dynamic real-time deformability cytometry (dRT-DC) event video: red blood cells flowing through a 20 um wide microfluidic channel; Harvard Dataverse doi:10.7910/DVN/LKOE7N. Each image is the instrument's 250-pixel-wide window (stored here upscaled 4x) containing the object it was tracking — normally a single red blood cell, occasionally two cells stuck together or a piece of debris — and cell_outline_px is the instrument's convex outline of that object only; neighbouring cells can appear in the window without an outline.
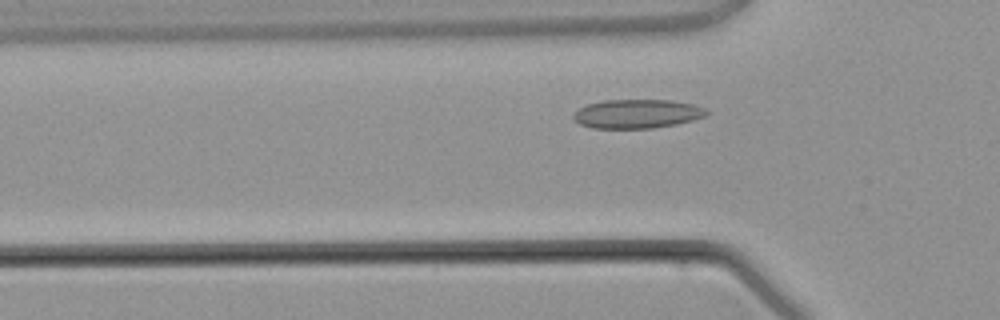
{"species": "common noctule bat (a hibernating species)", "species_latin": "Nyctalus noctula", "temperature_condition": "warm", "stored_images_in_passage": 4, "camera_frame_rate_fps": 3000, "um_per_image_px": 0.085, "animal": {"sex": "male", "body_mass_g": 21.5, "forearm_length_mm": 52.0}, "frame": {"image": 1, "passage_image": 4, "time_ms": 4.0, "image_size_px": [1000, 320], "cell_outline_px": [[708, 112], [704, 116], [692, 120], [676, 124], [652, 128], [592, 128], [580, 124], [572, 116], [580, 108], [588, 104], [604, 100], [672, 100], [692, 104], [704, 108]], "centroid_in_image_um": [54.15, 9.67], "position_along_channel_um": 71.7, "area_um2": 22.2}}